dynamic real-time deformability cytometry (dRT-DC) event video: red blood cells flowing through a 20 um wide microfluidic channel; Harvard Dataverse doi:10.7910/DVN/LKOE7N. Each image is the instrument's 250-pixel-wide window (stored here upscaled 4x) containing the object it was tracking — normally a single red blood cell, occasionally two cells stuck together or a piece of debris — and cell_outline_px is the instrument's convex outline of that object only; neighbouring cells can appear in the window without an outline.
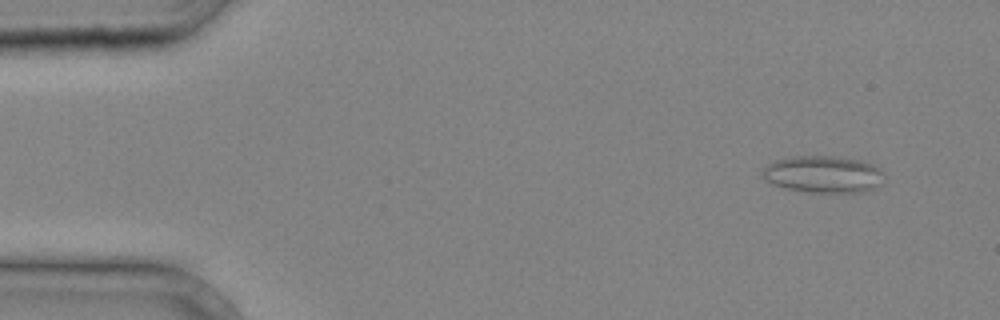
{"species": "common noctule bat (a hibernating species)", "species_latin": "Nyctalus noctula", "temperature_condition": "cold", "stored_images_in_passage": 36, "camera_frame_rate_fps": 3000, "um_per_image_px": 0.085, "animal": {"sex": "male", "body_mass_g": 20.4}, "frame": {"image": 1, "passage_image": 1, "time_ms": 0.0, "image_size_px": [1000, 320], "cell_outline_px": [[884, 172], [880, 184], [876, 188], [864, 192], [812, 192], [788, 188], [776, 184], [760, 176], [760, 168], [776, 160], [792, 156], [832, 156], [856, 160], [872, 164], [880, 168]], "centroid_in_image_um": [69.97, 14.81], "position_along_channel_um": 15.0, "area_um2": 26.07}}
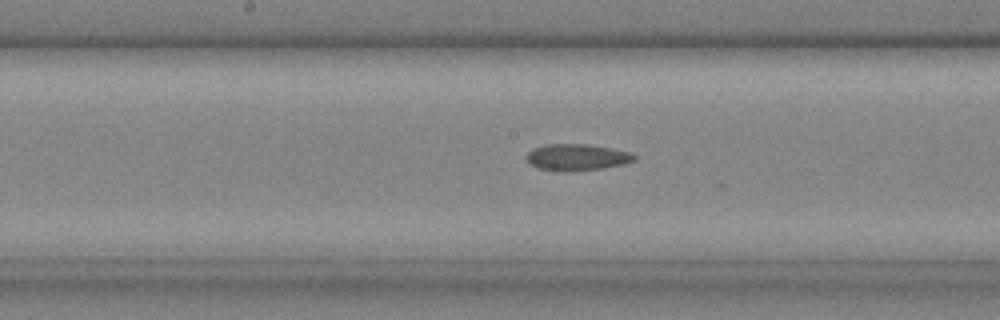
{"frame": {"image": 2, "passage_image": 18, "time_ms": 5.667, "image_size_px": [1000, 320], "cell_outline_px": [[636, 160], [624, 164], [600, 168], [568, 172], [536, 168], [528, 164], [528, 152], [532, 148], [548, 144], [584, 144], [608, 148], [628, 152], [636, 156]], "centroid_in_image_um": [48.99, 13.37], "position_along_channel_um": 199.2, "area_um2": 16.47}}
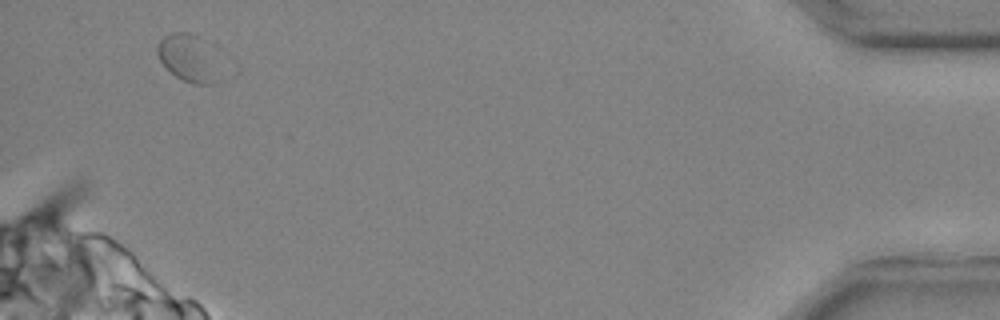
{"frame": {"image": 3, "passage_image": 35, "time_ms": 11.333, "image_size_px": [1000, 320], "cell_outline_px": [[216, 84], [196, 84], [184, 80], [176, 76], [160, 60], [156, 52], [156, 48], [160, 40], [164, 36], [172, 32], [188, 32], [196, 36]], "centroid_in_image_um": [15.71, 4.91], "position_along_channel_um": 419.5, "area_um2": 14.57}}